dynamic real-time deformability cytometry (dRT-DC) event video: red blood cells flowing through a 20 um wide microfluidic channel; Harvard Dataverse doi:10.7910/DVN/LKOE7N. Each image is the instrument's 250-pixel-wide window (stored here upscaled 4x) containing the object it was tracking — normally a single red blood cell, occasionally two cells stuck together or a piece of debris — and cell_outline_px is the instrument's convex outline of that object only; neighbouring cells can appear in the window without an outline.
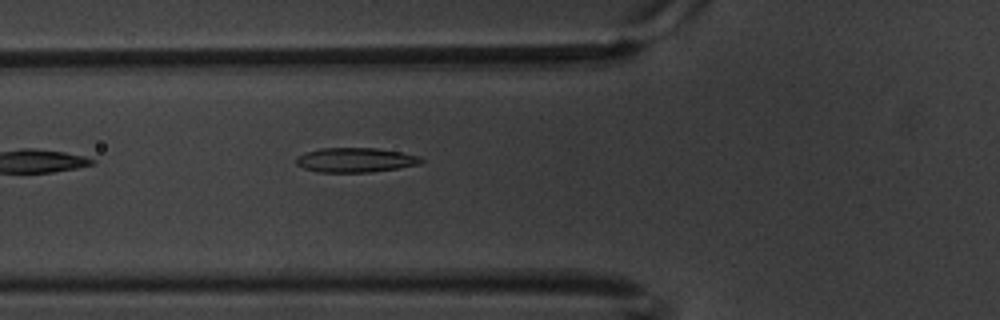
{"species": "common noctule bat (a hibernating species)", "species_latin": "Nyctalus noctula", "temperature_condition": "warm", "stored_images_in_passage": 2, "camera_frame_rate_fps": 3000, "um_per_image_px": 0.085, "animal": {"sex": "male", "body_mass_g": 20.1, "forearm_length_mm": 53.5}, "frame": {"image": 1, "passage_image": 2, "time_ms": 0.333, "image_size_px": [1000, 320], "cell_outline_px": [[424, 160], [420, 164], [396, 168], [368, 172], [316, 172], [304, 168], [296, 164], [296, 156], [304, 152], [320, 148], [376, 148], [400, 152], [420, 156]], "centroid_in_image_um": [30.17, 13.59], "position_along_channel_um": 95.6, "area_um2": 17.86}}